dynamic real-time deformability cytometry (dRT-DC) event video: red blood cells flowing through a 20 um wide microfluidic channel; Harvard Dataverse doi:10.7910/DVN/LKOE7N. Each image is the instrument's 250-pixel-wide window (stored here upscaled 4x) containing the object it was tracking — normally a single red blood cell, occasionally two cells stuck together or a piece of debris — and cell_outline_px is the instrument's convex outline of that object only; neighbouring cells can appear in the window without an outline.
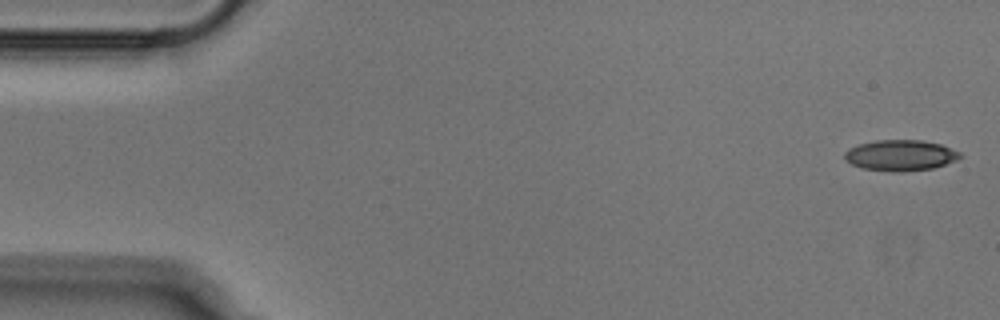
{"species": "Egyptian fruit bat (a non-hibernating species)", "species_latin": "Rousettus aegyptiacus", "temperature_condition": "cold", "stored_images_in_passage": 51, "camera_frame_rate_fps": 3000, "um_per_image_px": 0.085, "animal": {"sex": "male"}, "frame": {"image": 1, "passage_image": 1, "time_ms": 0.0, "image_size_px": [1000, 320], "cell_outline_px": [[964, 156], [956, 160], [932, 168], [896, 172], [892, 172], [864, 168], [852, 164], [844, 160], [844, 152], [848, 148], [860, 144], [876, 140], [920, 140], [940, 144], [960, 152]], "centroid_in_image_um": [76.52, 13.2], "position_along_channel_um": 8.5, "area_um2": 20.63}}
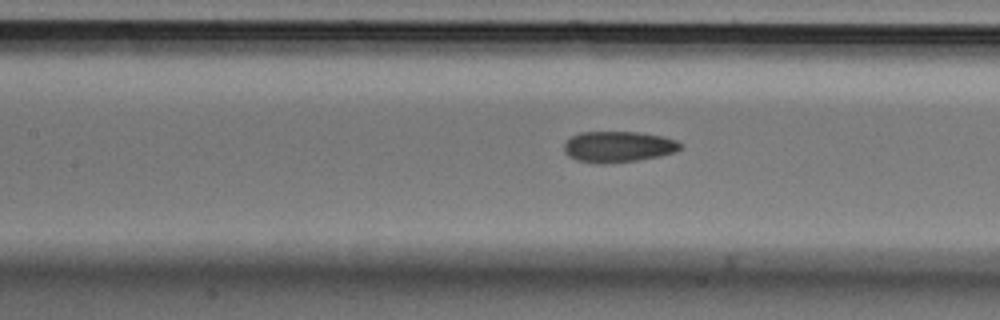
{"frame": {"image": 2, "passage_image": 22, "time_ms": 7.0, "image_size_px": [1000, 320], "cell_outline_px": [[684, 148], [676, 152], [660, 156], [636, 160], [604, 164], [600, 164], [576, 160], [568, 156], [564, 152], [564, 144], [572, 136], [580, 132], [640, 132], [660, 136], [676, 140], [684, 144]], "centroid_in_image_um": [52.58, 12.47], "position_along_channel_um": 154.8, "area_um2": 21.15}}
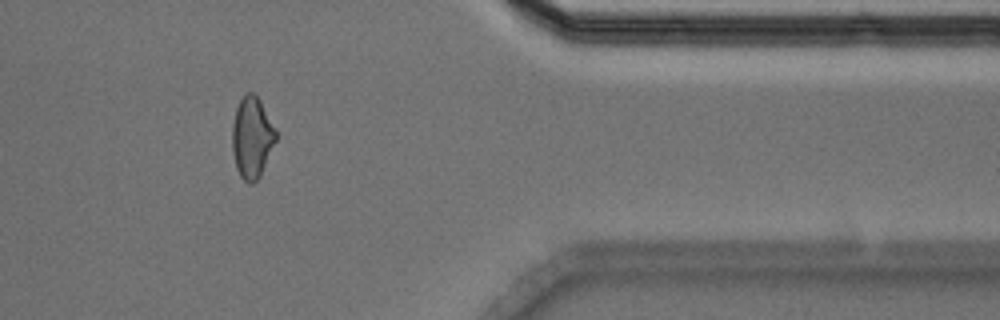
{"frame": {"image": 3, "passage_image": 42, "time_ms": 13.667, "image_size_px": [1000, 320], "cell_outline_px": [[276, 140], [260, 176], [252, 184], [248, 184], [240, 176], [236, 168], [232, 152], [232, 124], [236, 108], [244, 92], [252, 92], [260, 100], [276, 128]], "centroid_in_image_um": [21.4, 11.68], "position_along_channel_um": 390.0, "area_um2": 20.81}}